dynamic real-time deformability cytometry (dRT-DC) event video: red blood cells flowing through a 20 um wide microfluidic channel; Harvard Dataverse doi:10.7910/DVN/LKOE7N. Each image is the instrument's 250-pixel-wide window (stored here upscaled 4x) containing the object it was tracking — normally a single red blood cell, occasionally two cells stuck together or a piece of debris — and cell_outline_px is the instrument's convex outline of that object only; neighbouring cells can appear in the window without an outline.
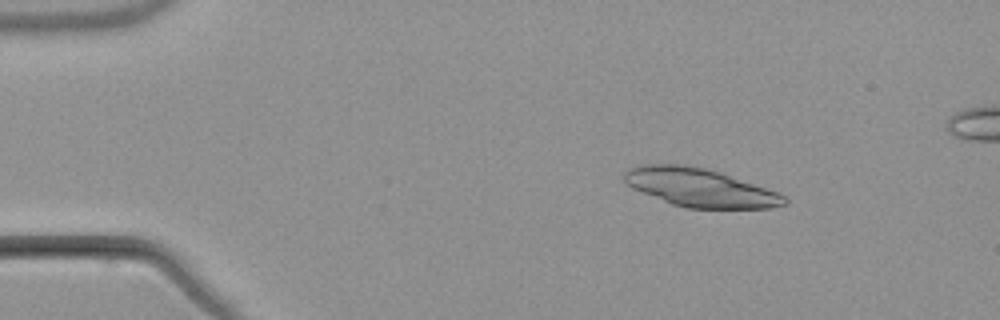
{"species": "common noctule bat (a hibernating species)", "species_latin": "Nyctalus noctula", "temperature_condition": "warm", "stored_images_in_passage": 5, "camera_frame_rate_fps": 3000, "um_per_image_px": 0.085, "animal": {"sex": "male", "body_mass_g": 21.5, "forearm_length_mm": 52.0}, "frame": {"image": 1, "passage_image": 3, "time_ms": 2.333, "image_size_px": [1000, 320], "cell_outline_px": [[788, 204], [772, 208], [688, 208], [672, 204], [632, 188], [624, 180], [624, 172], [628, 168], [640, 164], [684, 164], [704, 168], [720, 172], [776, 192], [784, 196], [788, 200]], "centroid_in_image_um": [59.47, 15.94], "position_along_channel_um": 25.5, "area_um2": 35.49}}